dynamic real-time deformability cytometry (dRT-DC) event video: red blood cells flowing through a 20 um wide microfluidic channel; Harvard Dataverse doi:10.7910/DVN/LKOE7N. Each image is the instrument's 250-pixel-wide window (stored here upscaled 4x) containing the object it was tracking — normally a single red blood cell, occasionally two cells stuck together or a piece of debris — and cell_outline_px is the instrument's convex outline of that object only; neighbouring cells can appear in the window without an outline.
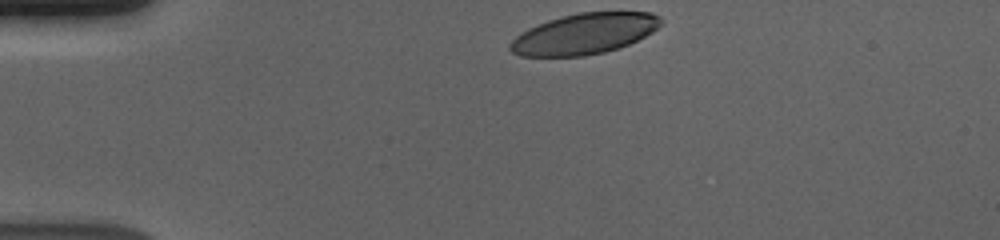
{"species": "human", "species_latin": "Homo sapiens", "temperature_condition": "cold", "stored_images_in_passage": 36, "camera_frame_rate_fps": 3000, "um_per_image_px": 0.085, "donor": {"sex": "male"}, "frame": {"image": 1, "passage_image": 1, "time_ms": 0.0, "image_size_px": [1000, 240], "cell_outline_px": [[664, 20], [652, 32], [620, 48], [604, 52], [584, 56], [520, 56], [512, 52], [508, 48], [508, 44], [520, 32], [528, 28], [548, 20], [560, 16], [580, 12], [652, 12], [660, 16]], "centroid_in_image_um": [49.65, 2.87], "position_along_channel_um": 35.4, "area_um2": 35.89}}
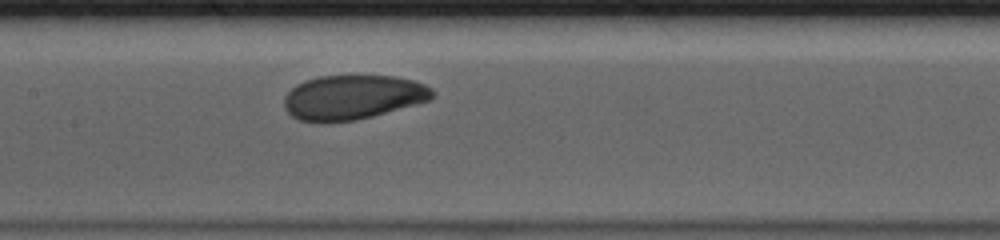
{"frame": {"image": 2, "passage_image": 17, "time_ms": 5.333, "image_size_px": [1000, 240], "cell_outline_px": [[436, 92], [428, 100], [416, 104], [372, 116], [356, 120], [300, 120], [292, 116], [284, 108], [284, 96], [296, 84], [304, 80], [320, 76], [396, 76], [416, 80], [432, 88]], "centroid_in_image_um": [30.01, 8.23], "position_along_channel_um": 177.4, "area_um2": 37.97}}
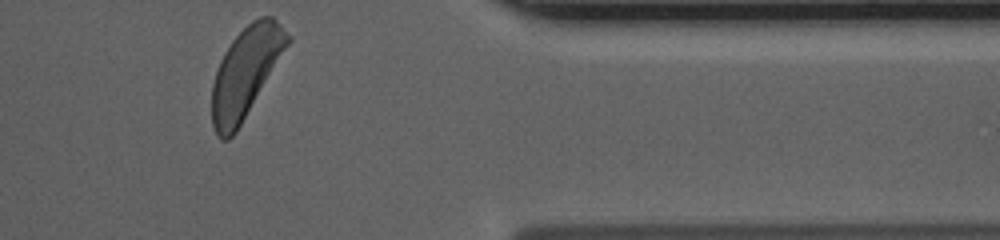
{"frame": {"image": 3, "passage_image": 36, "time_ms": 11.667, "image_size_px": [1000, 240], "cell_outline_px": [[292, 40], [236, 132], [228, 140], [220, 140], [216, 136], [212, 124], [212, 84], [220, 60], [224, 52], [232, 40], [252, 20], [260, 16], [272, 16], [292, 36]], "centroid_in_image_um": [20.89, 6.15], "position_along_channel_um": 390.5, "area_um2": 39.54}, "authors_computed_cell_mechanics": {"area_um2": 38.8705, "velocity_mm_per_s": 3.6389, "shape_relaxation_time_tau1_ms": 3.5645, "shape_relaxation_time_tau2_ms": 7.3761, "deformation_change_tau1": 0.181, "deformation_change_tau2": 0.1516}}